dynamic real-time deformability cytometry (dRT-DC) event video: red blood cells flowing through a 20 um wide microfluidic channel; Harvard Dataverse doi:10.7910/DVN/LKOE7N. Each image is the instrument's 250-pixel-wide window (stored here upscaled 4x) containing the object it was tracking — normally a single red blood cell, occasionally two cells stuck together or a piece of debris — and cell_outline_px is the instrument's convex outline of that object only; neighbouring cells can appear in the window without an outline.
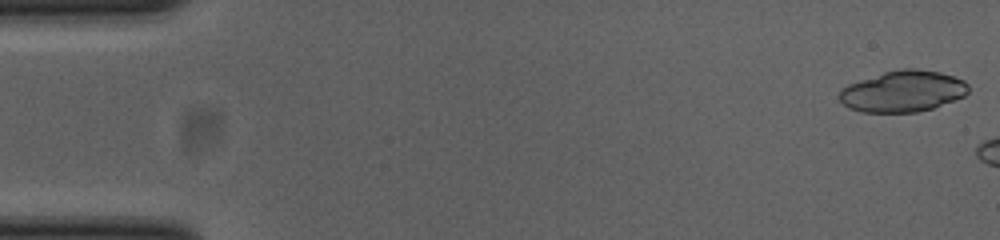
{"species": "common noctule bat (a hibernating species)", "species_latin": "Nyctalus noctula", "temperature_condition": "cold", "stored_images_in_passage": 10, "camera_frame_rate_fps": 3000, "um_per_image_px": 0.085, "animal": {"sex": "female", "body_mass_g": 23.0, "forearm_length_mm": 53.4}, "frame": {"image": 1, "passage_image": 1, "time_ms": 0.0, "image_size_px": [1000, 240], "cell_outline_px": [[968, 92], [964, 96], [932, 108], [916, 112], [864, 112], [848, 108], [836, 96], [848, 84], [884, 72], [904, 68], [916, 68], [940, 72], [964, 80], [968, 84]], "centroid_in_image_um": [76.74, 7.76], "position_along_channel_um": 8.3, "area_um2": 30.87}}